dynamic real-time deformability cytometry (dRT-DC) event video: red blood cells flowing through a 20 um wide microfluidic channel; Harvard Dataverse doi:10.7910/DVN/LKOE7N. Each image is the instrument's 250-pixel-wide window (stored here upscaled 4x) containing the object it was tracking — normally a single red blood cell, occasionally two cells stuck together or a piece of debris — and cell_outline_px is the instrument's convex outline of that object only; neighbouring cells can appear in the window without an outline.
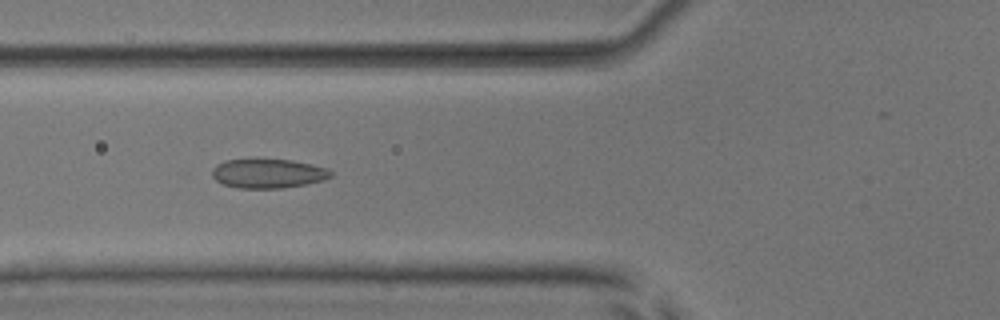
{"species": "common noctule bat (a hibernating species)", "species_latin": "Nyctalus noctula", "temperature_condition": "room temperature", "stored_images_in_passage": 8, "camera_frame_rate_fps": 3000, "um_per_image_px": 0.085, "animal": {"sex": "male", "body_mass_g": 17.9, "forearm_length_mm": 54.2}, "frame": {"image": 1, "passage_image": 5, "time_ms": 4.333, "image_size_px": [1000, 320], "cell_outline_px": [[332, 176], [324, 180], [308, 184], [280, 188], [240, 188], [224, 184], [216, 180], [212, 176], [212, 168], [216, 164], [224, 160], [292, 160], [312, 164], [324, 168], [332, 172]], "centroid_in_image_um": [22.78, 14.75], "position_along_channel_um": 103.0, "area_um2": 20.06}}
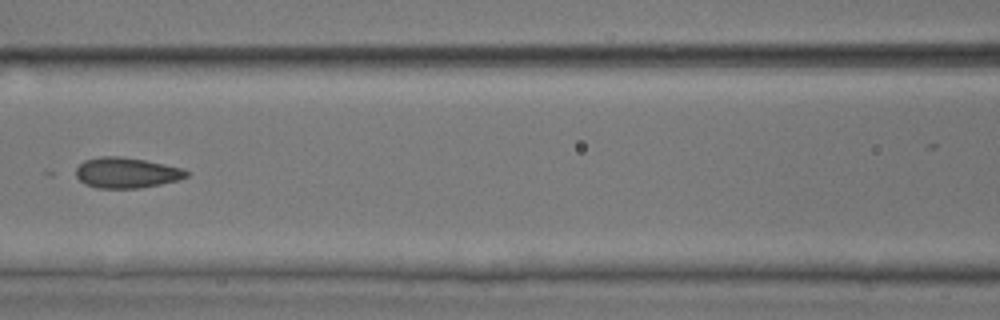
{"frame": {"image": 2, "passage_image": 6, "time_ms": 5.667, "image_size_px": [1000, 320], "cell_outline_px": [[188, 176], [180, 180], [140, 188], [96, 188], [84, 184], [76, 176], [76, 168], [84, 160], [100, 156], [120, 156], [144, 160], [184, 168], [188, 172]], "centroid_in_image_um": [10.75, 14.68], "position_along_channel_um": 155.8, "area_um2": 19.77}}